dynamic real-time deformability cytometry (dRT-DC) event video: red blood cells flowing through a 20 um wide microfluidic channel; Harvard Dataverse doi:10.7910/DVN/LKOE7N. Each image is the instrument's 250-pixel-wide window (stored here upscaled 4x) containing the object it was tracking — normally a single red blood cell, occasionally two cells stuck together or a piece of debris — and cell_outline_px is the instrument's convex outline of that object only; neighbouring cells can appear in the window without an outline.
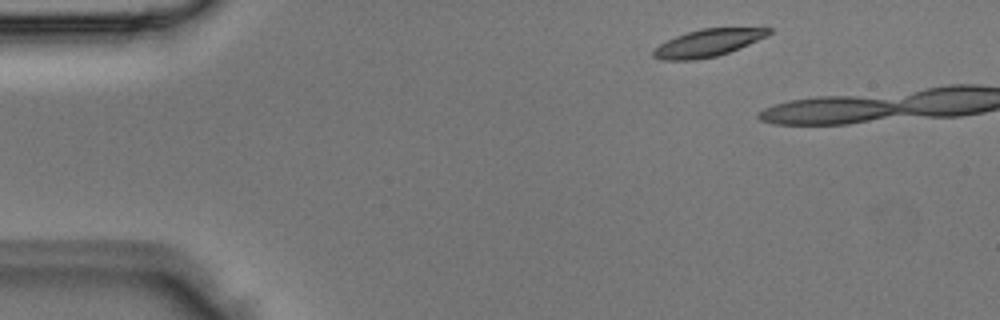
{"species": "Egyptian fruit bat (a non-hibernating species)", "species_latin": "Rousettus aegyptiacus", "temperature_condition": "room temperature", "stored_images_in_passage": 3, "segment_of_instrument_passage": [2, 2], "camera_frame_rate_fps": 3000, "um_per_image_px": 0.085, "animal": {"sex": "male"}, "frame": {"image": 1, "passage_image": 3, "time_ms": 0.667, "image_size_px": [1000, 320], "cell_outline_px": [[772, 32], [768, 36], [740, 48], [716, 56], [696, 60], [660, 60], [652, 56], [652, 52], [660, 44], [676, 36], [700, 28], [772, 28]], "centroid_in_image_um": [60.18, 3.65], "position_along_channel_um": 24.8, "area_um2": 18.32}}